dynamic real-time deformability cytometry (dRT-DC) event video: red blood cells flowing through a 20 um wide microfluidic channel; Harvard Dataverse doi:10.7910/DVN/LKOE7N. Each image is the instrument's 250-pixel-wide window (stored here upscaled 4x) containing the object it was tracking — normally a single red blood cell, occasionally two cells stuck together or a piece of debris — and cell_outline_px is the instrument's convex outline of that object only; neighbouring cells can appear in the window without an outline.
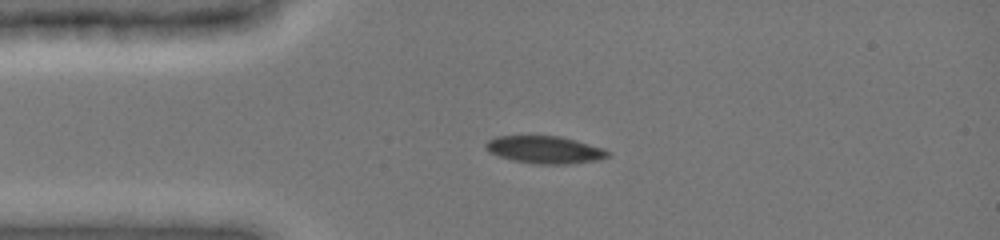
{"species": "common noctule bat (a hibernating species)", "species_latin": "Nyctalus noctula", "temperature_condition": "cold", "stored_images_in_passage": 2, "camera_frame_rate_fps": 3000, "um_per_image_px": 0.085, "animal": {"sex": "female", "body_mass_g": 19.0, "forearm_length_mm": 51.5}, "frame": {"image": 1, "passage_image": 1, "time_ms": 0.0, "image_size_px": [1000, 240], "cell_outline_px": [[608, 156], [600, 160], [568, 164], [536, 164], [512, 160], [488, 152], [484, 148], [484, 144], [488, 140], [496, 136], [560, 136], [576, 140], [604, 148], [608, 152]], "centroid_in_image_um": [46.29, 12.73], "position_along_channel_um": 38.7, "area_um2": 19.59}}